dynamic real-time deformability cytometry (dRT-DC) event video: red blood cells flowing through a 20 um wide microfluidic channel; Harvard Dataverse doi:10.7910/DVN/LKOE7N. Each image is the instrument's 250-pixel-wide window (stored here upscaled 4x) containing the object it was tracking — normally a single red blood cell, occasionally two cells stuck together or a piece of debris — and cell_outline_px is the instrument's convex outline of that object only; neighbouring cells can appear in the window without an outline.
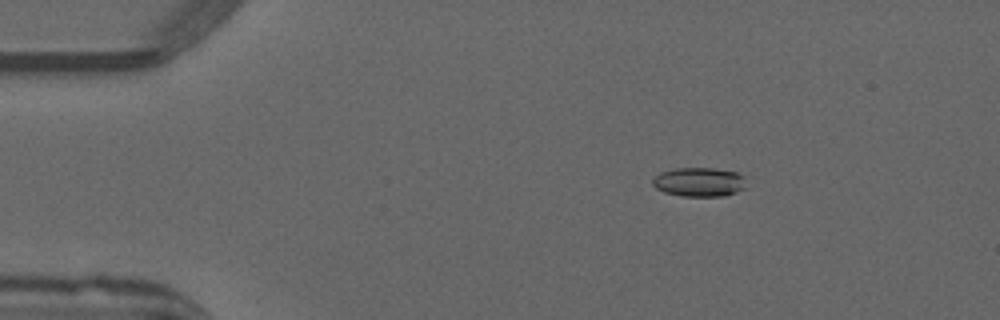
{"species": "common noctule bat (a hibernating species)", "species_latin": "Nyctalus noctula", "temperature_condition": "warm", "stored_images_in_passage": 52, "camera_frame_rate_fps": 3000, "um_per_image_px": 0.085, "animal": {"sex": "male", "forearm_length_mm": 52.5}, "frame": {"image": 1, "passage_image": 9, "time_ms": 2.667, "image_size_px": [1000, 320], "cell_outline_px": [[744, 188], [736, 192], [724, 196], [680, 196], [664, 192], [656, 188], [652, 184], [652, 180], [660, 172], [676, 168], [712, 168], [736, 172], [744, 176]], "centroid_in_image_um": [59.41, 15.47], "position_along_channel_um": 25.6, "area_um2": 15.84}}
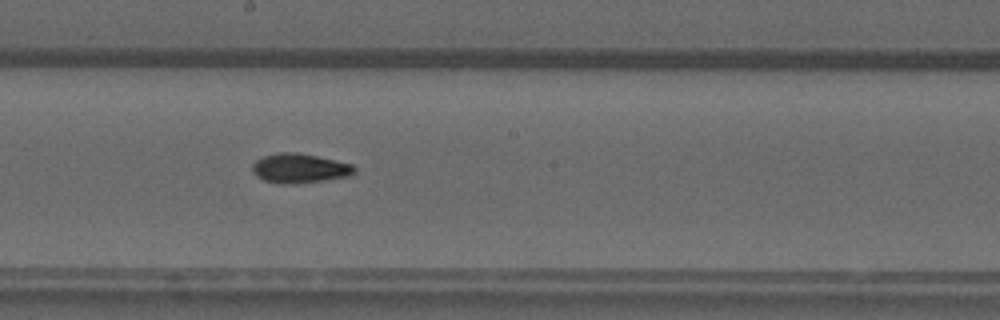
{"frame": {"image": 2, "passage_image": 29, "time_ms": 9.333, "image_size_px": [1000, 320], "cell_outline_px": [[356, 172], [348, 176], [324, 180], [264, 180], [256, 176], [252, 172], [252, 164], [256, 160], [264, 156], [280, 152], [296, 152], [316, 156], [352, 164], [356, 168]], "centroid_in_image_um": [25.49, 14.24], "position_along_channel_um": 222.7, "area_um2": 16.42}}
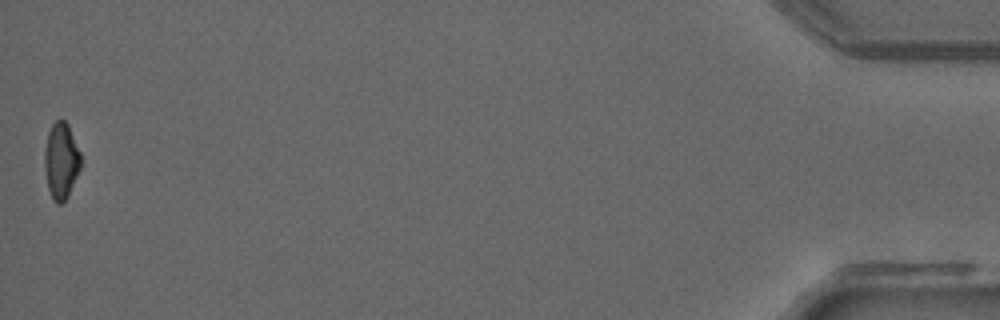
{"frame": {"image": 3, "passage_image": 52, "time_ms": 17.0, "image_size_px": [1000, 320], "cell_outline_px": [[80, 168], [68, 196], [60, 204], [56, 204], [52, 200], [48, 188], [44, 168], [44, 148], [48, 132], [52, 124], [60, 116], [68, 124], [80, 152]], "centroid_in_image_um": [5.17, 13.64], "position_along_channel_um": 430.0, "area_um2": 16.24}, "authors_computed_cell_mechanics": {"area_um2": 16.3863, "velocity_mm_per_s": 3.9967, "shape_relaxation_time_tau1_ms": null, "shape_relaxation_time_tau2_ms": 4.0195, "deformation_change_tau1": null, "deformation_change_tau2": 0.0968}}